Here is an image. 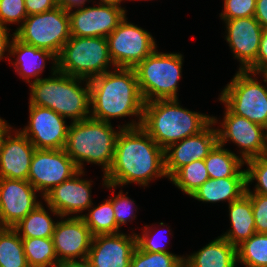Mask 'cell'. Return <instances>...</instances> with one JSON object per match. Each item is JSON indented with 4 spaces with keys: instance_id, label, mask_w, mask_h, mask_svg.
I'll list each match as a JSON object with an SVG mask.
<instances>
[{
    "instance_id": "obj_1",
    "label": "cell",
    "mask_w": 267,
    "mask_h": 267,
    "mask_svg": "<svg viewBox=\"0 0 267 267\" xmlns=\"http://www.w3.org/2000/svg\"><path fill=\"white\" fill-rule=\"evenodd\" d=\"M158 177L168 178L162 149L141 127L121 129L116 138L114 159L108 172L103 175V186L137 183L148 186Z\"/></svg>"
},
{
    "instance_id": "obj_2",
    "label": "cell",
    "mask_w": 267,
    "mask_h": 267,
    "mask_svg": "<svg viewBox=\"0 0 267 267\" xmlns=\"http://www.w3.org/2000/svg\"><path fill=\"white\" fill-rule=\"evenodd\" d=\"M90 118L111 123L112 118L135 116L138 121L123 124V129L141 127L144 99L134 68H116L89 80Z\"/></svg>"
},
{
    "instance_id": "obj_3",
    "label": "cell",
    "mask_w": 267,
    "mask_h": 267,
    "mask_svg": "<svg viewBox=\"0 0 267 267\" xmlns=\"http://www.w3.org/2000/svg\"><path fill=\"white\" fill-rule=\"evenodd\" d=\"M52 64V76L30 83L29 105L49 108L72 122L90 118L89 80L59 72L57 63Z\"/></svg>"
},
{
    "instance_id": "obj_4",
    "label": "cell",
    "mask_w": 267,
    "mask_h": 267,
    "mask_svg": "<svg viewBox=\"0 0 267 267\" xmlns=\"http://www.w3.org/2000/svg\"><path fill=\"white\" fill-rule=\"evenodd\" d=\"M178 99L145 102L141 128L162 148L199 134L212 116L183 108Z\"/></svg>"
},
{
    "instance_id": "obj_5",
    "label": "cell",
    "mask_w": 267,
    "mask_h": 267,
    "mask_svg": "<svg viewBox=\"0 0 267 267\" xmlns=\"http://www.w3.org/2000/svg\"><path fill=\"white\" fill-rule=\"evenodd\" d=\"M111 123L88 118L72 122L64 150L75 162L79 171H84V162L102 166L105 175L110 169L115 152L118 133L123 129L121 125L117 130Z\"/></svg>"
},
{
    "instance_id": "obj_6",
    "label": "cell",
    "mask_w": 267,
    "mask_h": 267,
    "mask_svg": "<svg viewBox=\"0 0 267 267\" xmlns=\"http://www.w3.org/2000/svg\"><path fill=\"white\" fill-rule=\"evenodd\" d=\"M183 55L156 49L134 69L144 102L178 99V82L182 77Z\"/></svg>"
},
{
    "instance_id": "obj_7",
    "label": "cell",
    "mask_w": 267,
    "mask_h": 267,
    "mask_svg": "<svg viewBox=\"0 0 267 267\" xmlns=\"http://www.w3.org/2000/svg\"><path fill=\"white\" fill-rule=\"evenodd\" d=\"M112 65L106 37L71 36L57 57L59 72L86 80L106 73Z\"/></svg>"
},
{
    "instance_id": "obj_8",
    "label": "cell",
    "mask_w": 267,
    "mask_h": 267,
    "mask_svg": "<svg viewBox=\"0 0 267 267\" xmlns=\"http://www.w3.org/2000/svg\"><path fill=\"white\" fill-rule=\"evenodd\" d=\"M251 71L239 70L221 92L219 101L235 115L267 127V85L257 80ZM264 77L267 83V75Z\"/></svg>"
},
{
    "instance_id": "obj_9",
    "label": "cell",
    "mask_w": 267,
    "mask_h": 267,
    "mask_svg": "<svg viewBox=\"0 0 267 267\" xmlns=\"http://www.w3.org/2000/svg\"><path fill=\"white\" fill-rule=\"evenodd\" d=\"M14 36L21 42L45 49L57 57L71 37L68 11L62 7L40 14L28 15Z\"/></svg>"
},
{
    "instance_id": "obj_10",
    "label": "cell",
    "mask_w": 267,
    "mask_h": 267,
    "mask_svg": "<svg viewBox=\"0 0 267 267\" xmlns=\"http://www.w3.org/2000/svg\"><path fill=\"white\" fill-rule=\"evenodd\" d=\"M125 18L108 35L109 55L116 68H135L156 49L154 37Z\"/></svg>"
},
{
    "instance_id": "obj_11",
    "label": "cell",
    "mask_w": 267,
    "mask_h": 267,
    "mask_svg": "<svg viewBox=\"0 0 267 267\" xmlns=\"http://www.w3.org/2000/svg\"><path fill=\"white\" fill-rule=\"evenodd\" d=\"M79 172L64 149H36L31 161L28 181L44 197L53 187Z\"/></svg>"
},
{
    "instance_id": "obj_12",
    "label": "cell",
    "mask_w": 267,
    "mask_h": 267,
    "mask_svg": "<svg viewBox=\"0 0 267 267\" xmlns=\"http://www.w3.org/2000/svg\"><path fill=\"white\" fill-rule=\"evenodd\" d=\"M221 127L216 128L218 143L225 146L227 141L236 144L240 150V158L249 159L263 156L265 128L244 117L233 114L226 106Z\"/></svg>"
},
{
    "instance_id": "obj_13",
    "label": "cell",
    "mask_w": 267,
    "mask_h": 267,
    "mask_svg": "<svg viewBox=\"0 0 267 267\" xmlns=\"http://www.w3.org/2000/svg\"><path fill=\"white\" fill-rule=\"evenodd\" d=\"M28 123L20 131L36 149H64L69 125L63 116L49 108L29 105Z\"/></svg>"
},
{
    "instance_id": "obj_14",
    "label": "cell",
    "mask_w": 267,
    "mask_h": 267,
    "mask_svg": "<svg viewBox=\"0 0 267 267\" xmlns=\"http://www.w3.org/2000/svg\"><path fill=\"white\" fill-rule=\"evenodd\" d=\"M69 10L70 35L73 37H107L125 18L126 11L114 5L99 4ZM73 11V12H72Z\"/></svg>"
},
{
    "instance_id": "obj_15",
    "label": "cell",
    "mask_w": 267,
    "mask_h": 267,
    "mask_svg": "<svg viewBox=\"0 0 267 267\" xmlns=\"http://www.w3.org/2000/svg\"><path fill=\"white\" fill-rule=\"evenodd\" d=\"M60 218L52 236L59 263L87 260L93 238L90 229L81 217Z\"/></svg>"
},
{
    "instance_id": "obj_16",
    "label": "cell",
    "mask_w": 267,
    "mask_h": 267,
    "mask_svg": "<svg viewBox=\"0 0 267 267\" xmlns=\"http://www.w3.org/2000/svg\"><path fill=\"white\" fill-rule=\"evenodd\" d=\"M84 171H79L71 179L53 187L43 197L49 210L55 216L70 217L88 210L93 205L91 187L93 181L80 178Z\"/></svg>"
},
{
    "instance_id": "obj_17",
    "label": "cell",
    "mask_w": 267,
    "mask_h": 267,
    "mask_svg": "<svg viewBox=\"0 0 267 267\" xmlns=\"http://www.w3.org/2000/svg\"><path fill=\"white\" fill-rule=\"evenodd\" d=\"M218 123L212 116V122L199 134L187 137L164 149L165 171L168 179L181 167L196 160H204L218 143Z\"/></svg>"
},
{
    "instance_id": "obj_18",
    "label": "cell",
    "mask_w": 267,
    "mask_h": 267,
    "mask_svg": "<svg viewBox=\"0 0 267 267\" xmlns=\"http://www.w3.org/2000/svg\"><path fill=\"white\" fill-rule=\"evenodd\" d=\"M28 180L0 179V216L6 227L13 228L42 202Z\"/></svg>"
},
{
    "instance_id": "obj_19",
    "label": "cell",
    "mask_w": 267,
    "mask_h": 267,
    "mask_svg": "<svg viewBox=\"0 0 267 267\" xmlns=\"http://www.w3.org/2000/svg\"><path fill=\"white\" fill-rule=\"evenodd\" d=\"M136 233L99 234L92 238L87 261L92 267H130Z\"/></svg>"
},
{
    "instance_id": "obj_20",
    "label": "cell",
    "mask_w": 267,
    "mask_h": 267,
    "mask_svg": "<svg viewBox=\"0 0 267 267\" xmlns=\"http://www.w3.org/2000/svg\"><path fill=\"white\" fill-rule=\"evenodd\" d=\"M223 21L227 31L225 39L240 62L239 70H248L256 62L263 28L254 16Z\"/></svg>"
},
{
    "instance_id": "obj_21",
    "label": "cell",
    "mask_w": 267,
    "mask_h": 267,
    "mask_svg": "<svg viewBox=\"0 0 267 267\" xmlns=\"http://www.w3.org/2000/svg\"><path fill=\"white\" fill-rule=\"evenodd\" d=\"M10 128L0 147V179L28 180L29 169L36 150L30 140L19 130Z\"/></svg>"
},
{
    "instance_id": "obj_22",
    "label": "cell",
    "mask_w": 267,
    "mask_h": 267,
    "mask_svg": "<svg viewBox=\"0 0 267 267\" xmlns=\"http://www.w3.org/2000/svg\"><path fill=\"white\" fill-rule=\"evenodd\" d=\"M9 55L17 56L15 61L10 60V63L14 65L16 73L27 83H31L30 80L35 77L32 82L41 79L39 76L45 69L46 60L51 59L53 63H57V56L51 51L25 44L15 36L11 39Z\"/></svg>"
},
{
    "instance_id": "obj_23",
    "label": "cell",
    "mask_w": 267,
    "mask_h": 267,
    "mask_svg": "<svg viewBox=\"0 0 267 267\" xmlns=\"http://www.w3.org/2000/svg\"><path fill=\"white\" fill-rule=\"evenodd\" d=\"M236 262V247L222 236L184 257V267H235Z\"/></svg>"
},
{
    "instance_id": "obj_24",
    "label": "cell",
    "mask_w": 267,
    "mask_h": 267,
    "mask_svg": "<svg viewBox=\"0 0 267 267\" xmlns=\"http://www.w3.org/2000/svg\"><path fill=\"white\" fill-rule=\"evenodd\" d=\"M231 229L221 235L237 247L256 233L250 197L245 193L228 205Z\"/></svg>"
},
{
    "instance_id": "obj_25",
    "label": "cell",
    "mask_w": 267,
    "mask_h": 267,
    "mask_svg": "<svg viewBox=\"0 0 267 267\" xmlns=\"http://www.w3.org/2000/svg\"><path fill=\"white\" fill-rule=\"evenodd\" d=\"M246 177H226L223 179H208L190 196L195 200L209 203L227 201L228 205L245 194Z\"/></svg>"
},
{
    "instance_id": "obj_26",
    "label": "cell",
    "mask_w": 267,
    "mask_h": 267,
    "mask_svg": "<svg viewBox=\"0 0 267 267\" xmlns=\"http://www.w3.org/2000/svg\"><path fill=\"white\" fill-rule=\"evenodd\" d=\"M210 179L246 177V170H240L245 162L234 152L217 143L204 159Z\"/></svg>"
},
{
    "instance_id": "obj_27",
    "label": "cell",
    "mask_w": 267,
    "mask_h": 267,
    "mask_svg": "<svg viewBox=\"0 0 267 267\" xmlns=\"http://www.w3.org/2000/svg\"><path fill=\"white\" fill-rule=\"evenodd\" d=\"M55 222L44 205L39 204L13 228L21 238H51L57 224Z\"/></svg>"
},
{
    "instance_id": "obj_28",
    "label": "cell",
    "mask_w": 267,
    "mask_h": 267,
    "mask_svg": "<svg viewBox=\"0 0 267 267\" xmlns=\"http://www.w3.org/2000/svg\"><path fill=\"white\" fill-rule=\"evenodd\" d=\"M91 205L88 214H79L93 236L99 234H116L120 233L118 225L115 221L113 210V197L105 199L98 206Z\"/></svg>"
},
{
    "instance_id": "obj_29",
    "label": "cell",
    "mask_w": 267,
    "mask_h": 267,
    "mask_svg": "<svg viewBox=\"0 0 267 267\" xmlns=\"http://www.w3.org/2000/svg\"><path fill=\"white\" fill-rule=\"evenodd\" d=\"M22 244L29 267H61L52 237L22 238Z\"/></svg>"
},
{
    "instance_id": "obj_30",
    "label": "cell",
    "mask_w": 267,
    "mask_h": 267,
    "mask_svg": "<svg viewBox=\"0 0 267 267\" xmlns=\"http://www.w3.org/2000/svg\"><path fill=\"white\" fill-rule=\"evenodd\" d=\"M0 267H29L22 238L11 227H6L0 232Z\"/></svg>"
},
{
    "instance_id": "obj_31",
    "label": "cell",
    "mask_w": 267,
    "mask_h": 267,
    "mask_svg": "<svg viewBox=\"0 0 267 267\" xmlns=\"http://www.w3.org/2000/svg\"><path fill=\"white\" fill-rule=\"evenodd\" d=\"M208 179L209 175L204 160H196L184 165L169 178L172 184L189 196Z\"/></svg>"
},
{
    "instance_id": "obj_32",
    "label": "cell",
    "mask_w": 267,
    "mask_h": 267,
    "mask_svg": "<svg viewBox=\"0 0 267 267\" xmlns=\"http://www.w3.org/2000/svg\"><path fill=\"white\" fill-rule=\"evenodd\" d=\"M236 250L237 262L246 267H267V233H255Z\"/></svg>"
},
{
    "instance_id": "obj_33",
    "label": "cell",
    "mask_w": 267,
    "mask_h": 267,
    "mask_svg": "<svg viewBox=\"0 0 267 267\" xmlns=\"http://www.w3.org/2000/svg\"><path fill=\"white\" fill-rule=\"evenodd\" d=\"M184 257L166 252H147L136 246L130 267H184Z\"/></svg>"
},
{
    "instance_id": "obj_34",
    "label": "cell",
    "mask_w": 267,
    "mask_h": 267,
    "mask_svg": "<svg viewBox=\"0 0 267 267\" xmlns=\"http://www.w3.org/2000/svg\"><path fill=\"white\" fill-rule=\"evenodd\" d=\"M247 187L255 180L257 181L254 191L251 193H258L267 196V158L264 156L255 157L245 162Z\"/></svg>"
},
{
    "instance_id": "obj_35",
    "label": "cell",
    "mask_w": 267,
    "mask_h": 267,
    "mask_svg": "<svg viewBox=\"0 0 267 267\" xmlns=\"http://www.w3.org/2000/svg\"><path fill=\"white\" fill-rule=\"evenodd\" d=\"M24 0H0V26L8 28L7 24H19L28 16Z\"/></svg>"
},
{
    "instance_id": "obj_36",
    "label": "cell",
    "mask_w": 267,
    "mask_h": 267,
    "mask_svg": "<svg viewBox=\"0 0 267 267\" xmlns=\"http://www.w3.org/2000/svg\"><path fill=\"white\" fill-rule=\"evenodd\" d=\"M221 20L252 17L256 11V0H224Z\"/></svg>"
},
{
    "instance_id": "obj_37",
    "label": "cell",
    "mask_w": 267,
    "mask_h": 267,
    "mask_svg": "<svg viewBox=\"0 0 267 267\" xmlns=\"http://www.w3.org/2000/svg\"><path fill=\"white\" fill-rule=\"evenodd\" d=\"M245 193L252 202L256 233H267V196L251 193L249 187Z\"/></svg>"
},
{
    "instance_id": "obj_38",
    "label": "cell",
    "mask_w": 267,
    "mask_h": 267,
    "mask_svg": "<svg viewBox=\"0 0 267 267\" xmlns=\"http://www.w3.org/2000/svg\"><path fill=\"white\" fill-rule=\"evenodd\" d=\"M134 202L131 198L125 196L122 190L117 196H113V210L118 228L136 218L134 214L135 208L133 207Z\"/></svg>"
},
{
    "instance_id": "obj_39",
    "label": "cell",
    "mask_w": 267,
    "mask_h": 267,
    "mask_svg": "<svg viewBox=\"0 0 267 267\" xmlns=\"http://www.w3.org/2000/svg\"><path fill=\"white\" fill-rule=\"evenodd\" d=\"M151 227L148 225H145V228L143 230V233L137 234L136 233V238H137V246L143 250V251H147V252H166V253H171L168 251V249L162 245L160 243V240L158 242V240H156V236H152V231H151ZM159 232V231H158ZM164 244V243H163Z\"/></svg>"
},
{
    "instance_id": "obj_40",
    "label": "cell",
    "mask_w": 267,
    "mask_h": 267,
    "mask_svg": "<svg viewBox=\"0 0 267 267\" xmlns=\"http://www.w3.org/2000/svg\"><path fill=\"white\" fill-rule=\"evenodd\" d=\"M248 71L254 74L267 75V30L262 33L256 62Z\"/></svg>"
},
{
    "instance_id": "obj_41",
    "label": "cell",
    "mask_w": 267,
    "mask_h": 267,
    "mask_svg": "<svg viewBox=\"0 0 267 267\" xmlns=\"http://www.w3.org/2000/svg\"><path fill=\"white\" fill-rule=\"evenodd\" d=\"M28 15L50 11L58 6V0H24Z\"/></svg>"
},
{
    "instance_id": "obj_42",
    "label": "cell",
    "mask_w": 267,
    "mask_h": 267,
    "mask_svg": "<svg viewBox=\"0 0 267 267\" xmlns=\"http://www.w3.org/2000/svg\"><path fill=\"white\" fill-rule=\"evenodd\" d=\"M254 17L260 23L263 30H267V0H256Z\"/></svg>"
},
{
    "instance_id": "obj_43",
    "label": "cell",
    "mask_w": 267,
    "mask_h": 267,
    "mask_svg": "<svg viewBox=\"0 0 267 267\" xmlns=\"http://www.w3.org/2000/svg\"><path fill=\"white\" fill-rule=\"evenodd\" d=\"M9 28H4L0 26V60L3 59L5 56L4 53L5 51L9 53L10 51V44L11 41H9L11 38L9 36H14L13 34H9Z\"/></svg>"
},
{
    "instance_id": "obj_44",
    "label": "cell",
    "mask_w": 267,
    "mask_h": 267,
    "mask_svg": "<svg viewBox=\"0 0 267 267\" xmlns=\"http://www.w3.org/2000/svg\"><path fill=\"white\" fill-rule=\"evenodd\" d=\"M90 2V0H58V6L62 7L64 10H74L75 8L84 7L85 2Z\"/></svg>"
},
{
    "instance_id": "obj_45",
    "label": "cell",
    "mask_w": 267,
    "mask_h": 267,
    "mask_svg": "<svg viewBox=\"0 0 267 267\" xmlns=\"http://www.w3.org/2000/svg\"><path fill=\"white\" fill-rule=\"evenodd\" d=\"M11 128V126L7 123V121L4 119H1L0 117V147L2 139L5 135V133Z\"/></svg>"
},
{
    "instance_id": "obj_46",
    "label": "cell",
    "mask_w": 267,
    "mask_h": 267,
    "mask_svg": "<svg viewBox=\"0 0 267 267\" xmlns=\"http://www.w3.org/2000/svg\"><path fill=\"white\" fill-rule=\"evenodd\" d=\"M61 267H92V266L89 264L87 260H85V261L69 262L61 265Z\"/></svg>"
},
{
    "instance_id": "obj_47",
    "label": "cell",
    "mask_w": 267,
    "mask_h": 267,
    "mask_svg": "<svg viewBox=\"0 0 267 267\" xmlns=\"http://www.w3.org/2000/svg\"><path fill=\"white\" fill-rule=\"evenodd\" d=\"M124 0H100L99 4H107V5H114V6H118L120 8H123L125 11L126 9L124 7H121V2Z\"/></svg>"
},
{
    "instance_id": "obj_48",
    "label": "cell",
    "mask_w": 267,
    "mask_h": 267,
    "mask_svg": "<svg viewBox=\"0 0 267 267\" xmlns=\"http://www.w3.org/2000/svg\"><path fill=\"white\" fill-rule=\"evenodd\" d=\"M263 156L267 158V127L265 128V139H264Z\"/></svg>"
},
{
    "instance_id": "obj_49",
    "label": "cell",
    "mask_w": 267,
    "mask_h": 267,
    "mask_svg": "<svg viewBox=\"0 0 267 267\" xmlns=\"http://www.w3.org/2000/svg\"><path fill=\"white\" fill-rule=\"evenodd\" d=\"M6 228V226L4 225V223L2 222L1 216H0V232L2 230H4Z\"/></svg>"
}]
</instances>
